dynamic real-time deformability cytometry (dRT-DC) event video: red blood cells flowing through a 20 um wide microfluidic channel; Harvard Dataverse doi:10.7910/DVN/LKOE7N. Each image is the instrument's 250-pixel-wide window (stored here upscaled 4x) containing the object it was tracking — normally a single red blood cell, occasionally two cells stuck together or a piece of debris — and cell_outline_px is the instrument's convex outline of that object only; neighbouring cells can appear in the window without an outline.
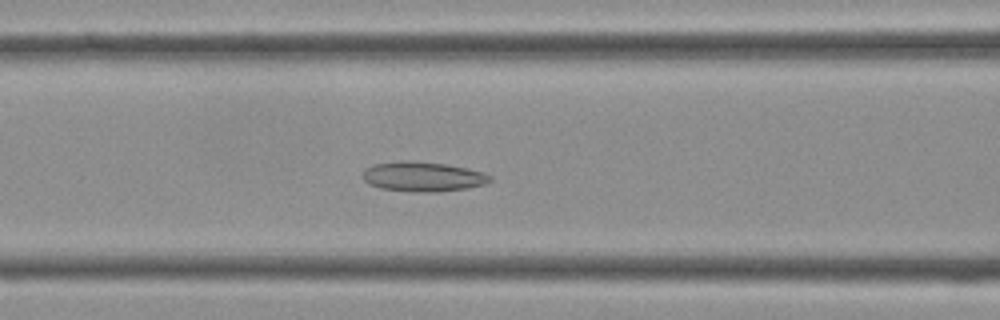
{"species": "Egyptian fruit bat (a non-hibernating species)", "species_latin": "Rousettus aegyptiacus", "temperature_condition": "cold", "stored_images_in_passage": 41, "camera_frame_rate_fps": 3000, "um_per_image_px": 0.085, "frame": {"image": 1, "passage_image": 17, "time_ms": 5.333, "image_size_px": [1000, 320], "cell_outline_px": [[492, 180], [484, 184], [468, 188], [440, 192], [420, 192], [380, 188], [368, 184], [364, 180], [364, 168], [372, 164], [404, 160], [412, 160], [444, 164], [468, 168], [484, 172], [492, 176]], "centroid_in_image_um": [35.96, 15.01], "position_along_channel_um": 130.6, "area_um2": 22.25}}
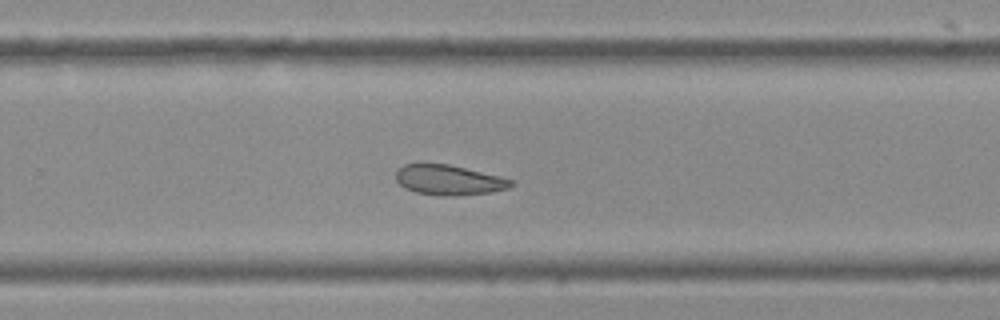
{"frame": {"image": 2, "passage_image": 27, "time_ms": 8.667, "image_size_px": [1000, 320], "cell_outline_px": [[516, 184], [508, 188], [492, 192], [452, 196], [440, 196], [416, 192], [404, 188], [396, 180], [396, 168], [404, 164], [448, 164], [500, 176], [512, 180]], "centroid_in_image_um": [38.14, 15.3], "position_along_channel_um": 291.7, "area_um2": 20.23}}
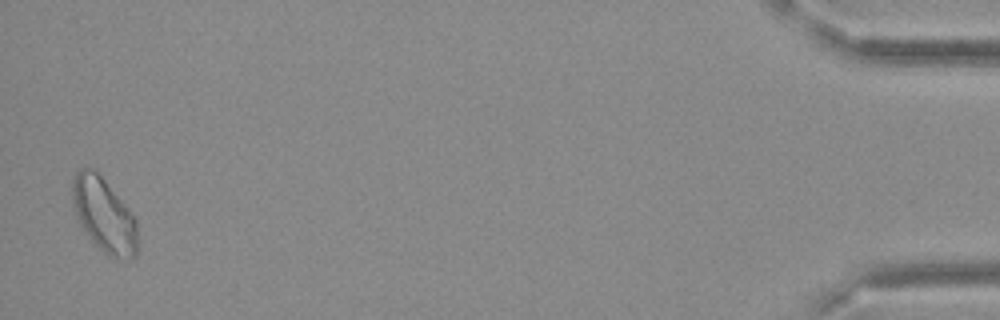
{"frame": {"image": 3, "passage_image": 41, "time_ms": 13.333, "image_size_px": [1000, 320], "cell_outline_px": [[136, 256], [132, 260], [116, 260], [108, 256], [88, 236], [80, 224], [76, 216], [72, 200], [72, 176], [80, 168], [92, 168], [104, 180], [132, 212], [136, 220]], "centroid_in_image_um": [8.83, 18.3], "position_along_channel_um": 426.4, "area_um2": 28.15}}